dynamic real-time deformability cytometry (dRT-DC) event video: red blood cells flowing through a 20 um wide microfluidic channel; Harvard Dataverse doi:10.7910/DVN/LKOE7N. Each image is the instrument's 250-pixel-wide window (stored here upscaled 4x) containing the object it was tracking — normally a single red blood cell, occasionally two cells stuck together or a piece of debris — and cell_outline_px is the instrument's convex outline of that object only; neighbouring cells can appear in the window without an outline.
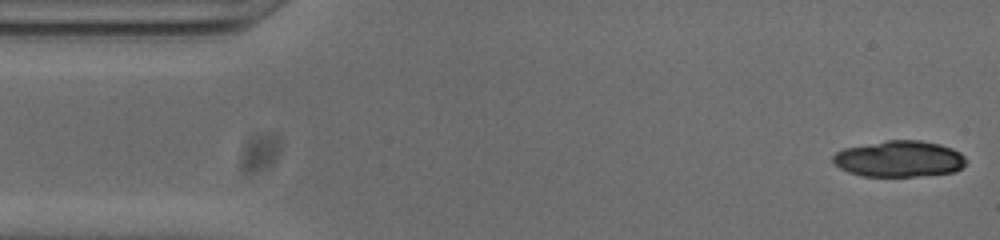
{"species": "common noctule bat (a hibernating species)", "species_latin": "Nyctalus noctula", "temperature_condition": "cold", "stored_images_in_passage": 18, "camera_frame_rate_fps": 3000, "um_per_image_px": 0.085, "animal": {"sex": "male", "body_mass_g": 20.0, "forearm_length_mm": 53.3}, "frame": {"image": 1, "passage_image": 1, "time_ms": 0.0, "image_size_px": [1000, 240], "cell_outline_px": [[964, 164], [956, 172], [916, 176], [860, 176], [848, 172], [840, 168], [832, 160], [832, 156], [836, 152], [844, 148], [888, 140], [920, 140], [940, 144], [952, 148], [960, 152], [964, 156]], "centroid_in_image_um": [76.42, 13.5], "position_along_channel_um": 8.6, "area_um2": 28.03}}